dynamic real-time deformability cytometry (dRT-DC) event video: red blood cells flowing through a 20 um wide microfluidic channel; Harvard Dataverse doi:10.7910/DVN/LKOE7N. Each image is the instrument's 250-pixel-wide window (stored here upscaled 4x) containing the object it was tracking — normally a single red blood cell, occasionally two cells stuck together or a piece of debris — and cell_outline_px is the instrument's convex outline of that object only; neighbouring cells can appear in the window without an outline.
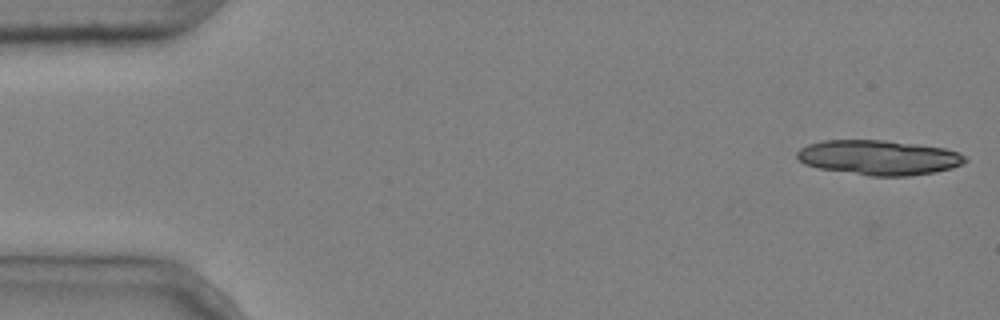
{"species": "common noctule bat (a hibernating species)", "species_latin": "Nyctalus noctula", "temperature_condition": "cold", "stored_images_in_passage": 4, "camera_frame_rate_fps": 3000, "um_per_image_px": 0.085, "animal": {"sex": "male", "body_mass_g": 20.4}, "frame": {"image": 1, "passage_image": 1, "time_ms": 0.0, "image_size_px": [1000, 320], "cell_outline_px": [[968, 160], [964, 164], [952, 168], [932, 172], [908, 176], [872, 176], [816, 168], [804, 164], [796, 156], [796, 152], [800, 148], [808, 144], [824, 140], [884, 140], [916, 144], [944, 148], [960, 152]], "centroid_in_image_um": [74.69, 13.39], "position_along_channel_um": 10.3, "area_um2": 34.22}}